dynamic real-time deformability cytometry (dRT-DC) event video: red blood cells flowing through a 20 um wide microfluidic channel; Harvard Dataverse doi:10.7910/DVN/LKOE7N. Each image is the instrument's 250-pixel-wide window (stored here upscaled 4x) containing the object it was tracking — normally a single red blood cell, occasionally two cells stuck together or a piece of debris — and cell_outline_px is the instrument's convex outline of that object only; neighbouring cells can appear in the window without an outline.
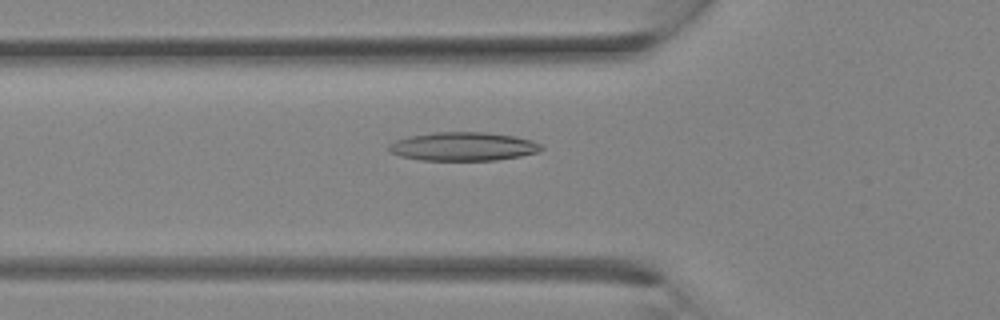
{"species": "Egyptian fruit bat (a non-hibernating species)", "species_latin": "Rousettus aegyptiacus", "temperature_condition": "room temperature", "stored_images_in_passage": 33, "camera_frame_rate_fps": 3000, "um_per_image_px": 0.085, "animal": {"sex": "female"}, "frame": {"image": 1, "passage_image": 12, "time_ms": 3.667, "image_size_px": [1000, 320], "cell_outline_px": [[544, 148], [540, 152], [520, 156], [496, 160], [420, 160], [400, 156], [388, 152], [388, 144], [396, 140], [408, 136], [436, 132], [484, 132], [512, 136], [532, 140], [540, 144]], "centroid_in_image_um": [39.35, 12.45], "position_along_channel_um": 86.5, "area_um2": 25.49}}
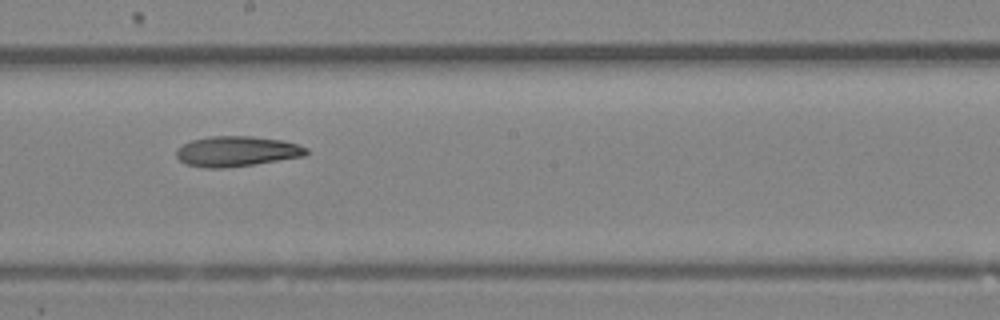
{"frame": {"image": 2, "passage_image": 19, "time_ms": 6.0, "image_size_px": [1000, 320], "cell_outline_px": [[308, 152], [304, 156], [252, 164], [224, 168], [208, 168], [188, 164], [180, 160], [176, 156], [176, 152], [184, 144], [192, 140], [212, 136], [252, 136], [284, 140], [308, 148]], "centroid_in_image_um": [20.15, 12.85], "position_along_channel_um": 228.1, "area_um2": 22.6}}
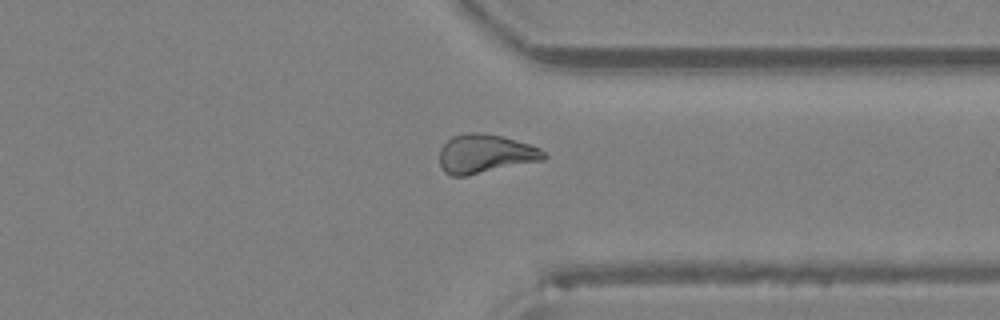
{"frame": {"image": 3, "passage_image": 26, "time_ms": 8.333, "image_size_px": [1000, 320], "cell_outline_px": [[548, 156], [544, 160], [464, 176], [452, 176], [444, 172], [440, 164], [440, 148], [452, 136], [468, 132], [480, 132], [500, 136], [516, 140], [540, 148]], "centroid_in_image_um": [41.24, 13.07], "position_along_channel_um": 370.2, "area_um2": 23.52}}